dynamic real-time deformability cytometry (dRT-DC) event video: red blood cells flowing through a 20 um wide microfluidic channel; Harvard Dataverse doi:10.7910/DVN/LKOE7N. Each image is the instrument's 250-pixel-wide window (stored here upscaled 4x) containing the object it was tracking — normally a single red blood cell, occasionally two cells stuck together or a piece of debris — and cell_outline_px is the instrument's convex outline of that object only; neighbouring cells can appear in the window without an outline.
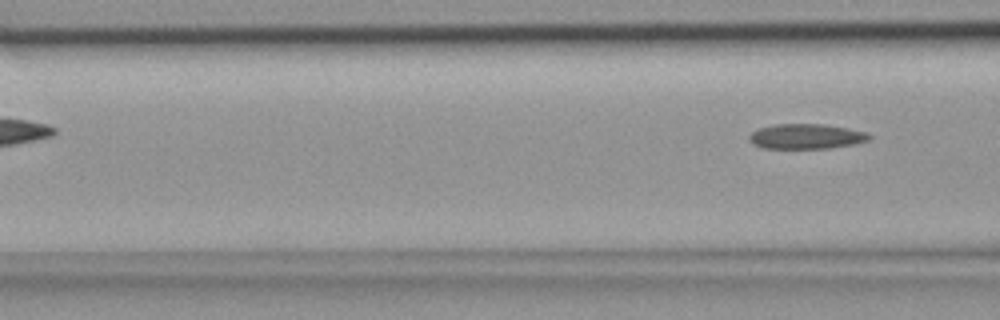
{"species": "common noctule bat (a hibernating species)", "species_latin": "Nyctalus noctula", "temperature_condition": "room temperature", "stored_images_in_passage": 6, "camera_frame_rate_fps": 3000, "um_per_image_px": 0.085, "animal": {"sex": "female", "body_mass_g": 18.4}, "frame": {"image": 1, "passage_image": 6, "time_ms": 1.667, "image_size_px": [1000, 320], "cell_outline_px": [[872, 136], [868, 140], [852, 144], [832, 148], [764, 148], [752, 144], [748, 136], [752, 132], [760, 128], [776, 124], [824, 124], [848, 128], [864, 132]], "centroid_in_image_um": [68.51, 11.59], "position_along_channel_um": 98.1, "area_um2": 17.34}}